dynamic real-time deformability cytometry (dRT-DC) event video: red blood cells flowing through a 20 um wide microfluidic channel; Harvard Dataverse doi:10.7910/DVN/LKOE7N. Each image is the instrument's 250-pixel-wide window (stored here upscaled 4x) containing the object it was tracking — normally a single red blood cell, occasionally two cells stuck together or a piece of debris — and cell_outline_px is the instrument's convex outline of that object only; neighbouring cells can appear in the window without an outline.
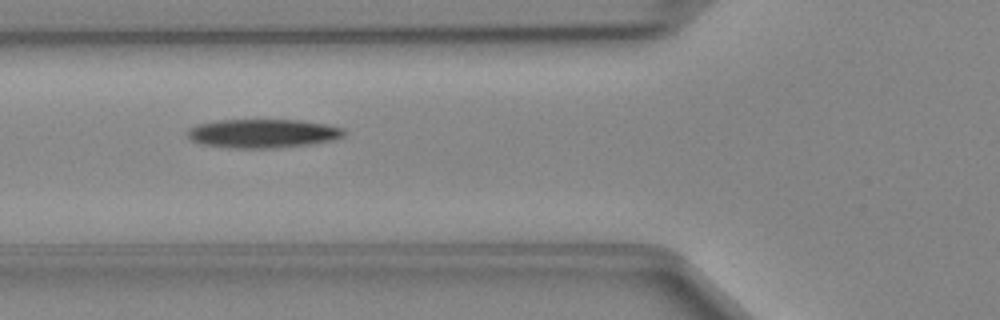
{"species": "Egyptian fruit bat (a non-hibernating species)", "species_latin": "Rousettus aegyptiacus", "temperature_condition": "cold", "stored_images_in_passage": 34, "camera_frame_rate_fps": 3000, "um_per_image_px": 0.085, "animal": {"sex": "female"}, "frame": {"image": 1, "passage_image": 4, "time_ms": 1.0, "image_size_px": [1000, 320], "cell_outline_px": [[344, 136], [332, 140], [312, 144], [272, 148], [228, 148], [200, 144], [188, 140], [188, 128], [196, 124], [216, 120], [300, 120], [324, 124], [344, 128]], "centroid_in_image_um": [22.28, 11.34], "position_along_channel_um": 103.5, "area_um2": 26.47}}
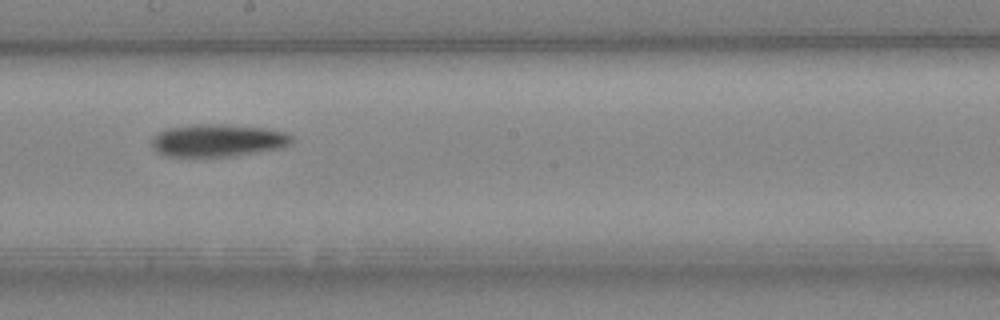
{"frame": {"image": 2, "passage_image": 13, "time_ms": 4.0, "image_size_px": [1000, 320], "cell_outline_px": [[296, 140], [292, 144], [284, 148], [232, 156], [168, 156], [156, 152], [152, 148], [152, 140], [160, 132], [168, 128], [192, 124], [228, 124], [264, 128], [284, 132], [292, 136]], "centroid_in_image_um": [18.58, 11.93], "position_along_channel_um": 229.6, "area_um2": 26.7}}
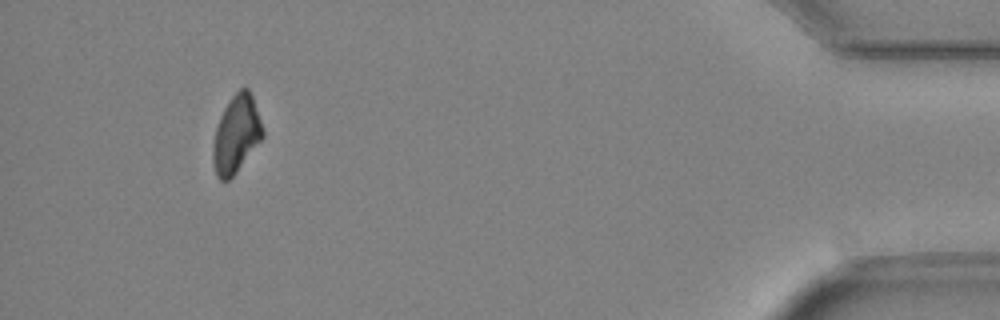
{"frame": {"image": 3, "passage_image": 31, "time_ms": 10.0, "image_size_px": [1000, 320], "cell_outline_px": [[264, 136], [236, 172], [228, 180], [220, 180], [216, 176], [212, 164], [212, 144], [216, 128], [220, 116], [224, 108], [232, 96], [240, 88], [248, 88], [252, 96], [264, 132]], "centroid_in_image_um": [20.05, 11.43], "position_along_channel_um": 415.1, "area_um2": 22.25}}